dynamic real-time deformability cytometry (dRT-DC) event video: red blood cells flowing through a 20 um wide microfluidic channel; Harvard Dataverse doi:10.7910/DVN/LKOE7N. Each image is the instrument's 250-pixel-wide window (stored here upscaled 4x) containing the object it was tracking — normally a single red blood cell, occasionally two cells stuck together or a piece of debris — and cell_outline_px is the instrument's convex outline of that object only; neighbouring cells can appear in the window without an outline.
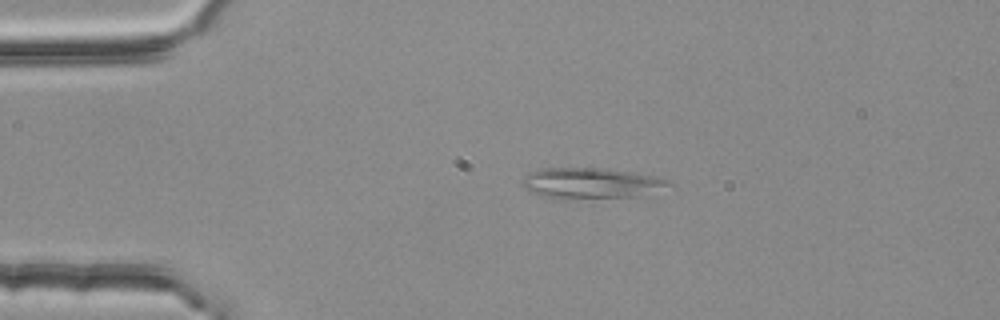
{"species": "common noctule bat (a hibernating species)", "species_latin": "Nyctalus noctula", "temperature_condition": "room temperature", "stored_images_in_passage": 44, "camera_frame_rate_fps": 3000, "um_per_image_px": 0.085, "animal": {"sex": "female", "body_mass_g": 25.1}, "frame": {"image": 1, "passage_image": 1, "time_ms": 0.0, "image_size_px": [1000, 320], "cell_outline_px": [[676, 184], [648, 196], [556, 200], [532, 192], [524, 188], [520, 184], [520, 180], [528, 172], [544, 168], [600, 168], [632, 172], [656, 176], [668, 180]], "centroid_in_image_um": [50.28, 15.6], "position_along_channel_um": 34.7, "area_um2": 27.17}}
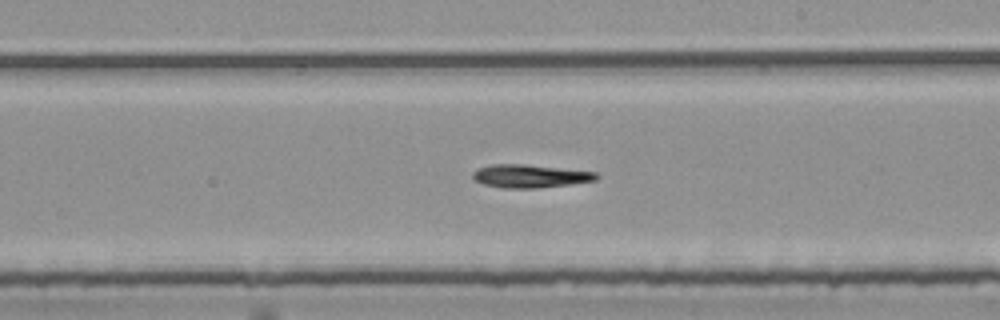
{"frame": {"image": 2, "passage_image": 21, "time_ms": 6.667, "image_size_px": [1000, 320], "cell_outline_px": [[600, 176], [596, 180], [568, 184], [536, 188], [504, 188], [484, 184], [476, 180], [472, 176], [472, 172], [480, 168], [492, 164], [524, 164], [596, 172]], "centroid_in_image_um": [45.05, 14.96], "position_along_channel_um": 243.9, "area_um2": 16.42}}
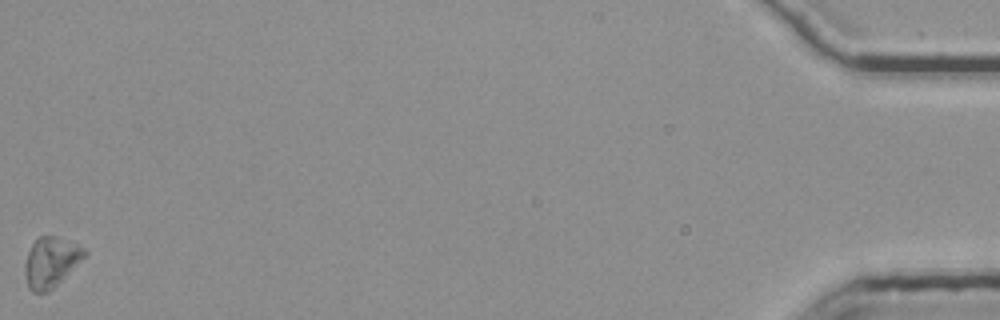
{"frame": {"image": 3, "passage_image": 44, "time_ms": 14.333, "image_size_px": [1000, 320], "cell_outline_px": [[88, 252], [48, 292], [32, 292], [28, 288], [24, 272], [24, 268], [28, 252], [32, 244], [40, 236], [56, 236], [76, 244], [84, 248]], "centroid_in_image_um": [4.28, 22.27], "position_along_channel_um": 430.9, "area_um2": 16.88}, "authors_computed_cell_mechanics": {"area_um2": 16.473, "velocity_mm_per_s": 3.7587, "shape_relaxation_time_tau1_ms": 6.5412, "shape_relaxation_time_tau2_ms": null, "deformation_change_tau1": 0.1046, "deformation_change_tau2": null}}